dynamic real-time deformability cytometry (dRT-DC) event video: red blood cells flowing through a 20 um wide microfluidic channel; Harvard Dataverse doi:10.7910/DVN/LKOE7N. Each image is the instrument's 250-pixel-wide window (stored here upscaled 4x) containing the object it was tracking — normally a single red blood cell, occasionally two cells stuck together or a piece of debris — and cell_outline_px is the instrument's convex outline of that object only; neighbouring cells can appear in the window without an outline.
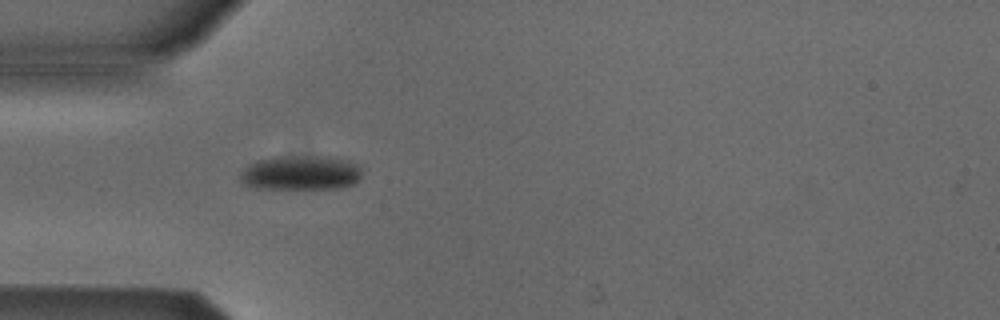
{"species": "Egyptian fruit bat (a non-hibernating species)", "species_latin": "Rousettus aegyptiacus", "temperature_condition": "cold", "stored_images_in_passage": 5, "camera_frame_rate_fps": 3000, "um_per_image_px": 0.085, "animal": {"sex": "male"}, "frame": {"image": 1, "passage_image": 5, "time_ms": 1.333, "image_size_px": [1000, 320], "cell_outline_px": [[360, 176], [356, 184], [344, 188], [260, 188], [244, 184], [240, 180], [240, 172], [248, 164], [256, 160], [280, 156], [324, 156], [348, 160], [356, 164], [360, 168]], "centroid_in_image_um": [25.57, 14.68], "position_along_channel_um": 59.4, "area_um2": 24.57}}